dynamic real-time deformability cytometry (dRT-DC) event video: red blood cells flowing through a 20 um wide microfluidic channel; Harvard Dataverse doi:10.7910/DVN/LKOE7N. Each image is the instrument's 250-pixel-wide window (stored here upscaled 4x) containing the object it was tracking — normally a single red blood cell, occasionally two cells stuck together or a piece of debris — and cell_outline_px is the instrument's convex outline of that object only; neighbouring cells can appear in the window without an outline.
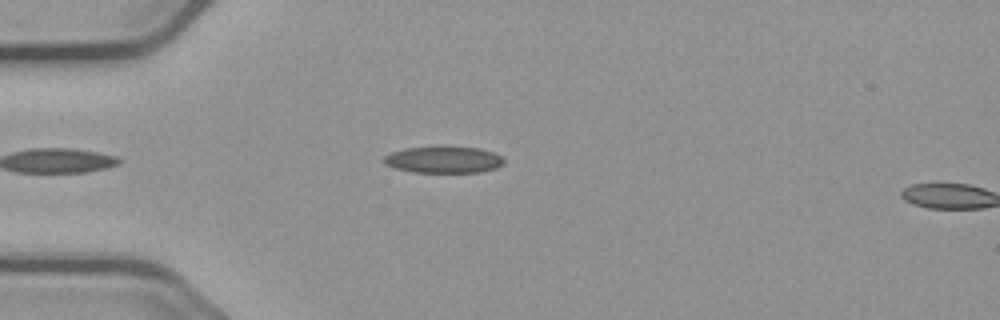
{"species": "common noctule bat (a hibernating species)", "species_latin": "Nyctalus noctula", "temperature_condition": "cold", "stored_images_in_passage": 4, "camera_frame_rate_fps": 3000, "um_per_image_px": 0.085, "animal": {"sex": "male", "body_mass_g": 23.1, "forearm_length_mm": 52.7}, "frame": {"image": 1, "passage_image": 2, "time_ms": 0.333, "image_size_px": [1000, 320], "cell_outline_px": [[504, 164], [496, 168], [480, 172], [412, 172], [396, 168], [384, 164], [380, 160], [384, 156], [392, 152], [404, 148], [444, 144], [480, 148], [492, 152], [500, 156], [504, 160]], "centroid_in_image_um": [37.67, 13.53], "position_along_channel_um": 47.3, "area_um2": 19.36}}